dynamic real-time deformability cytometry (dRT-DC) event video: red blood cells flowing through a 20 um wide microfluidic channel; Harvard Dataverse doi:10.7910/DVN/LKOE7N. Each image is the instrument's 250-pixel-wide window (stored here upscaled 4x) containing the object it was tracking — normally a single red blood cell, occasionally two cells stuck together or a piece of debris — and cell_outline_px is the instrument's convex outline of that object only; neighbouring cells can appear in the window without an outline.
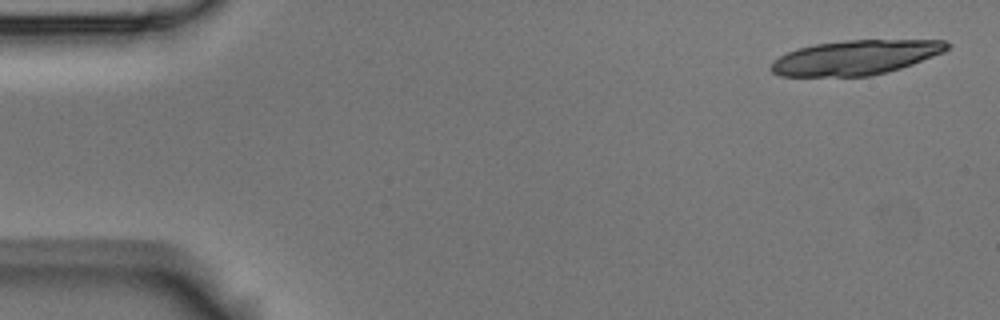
{"species": "Egyptian fruit bat (a non-hibernating species)", "species_latin": "Rousettus aegyptiacus", "temperature_condition": "room temperature", "stored_images_in_passage": 4, "camera_frame_rate_fps": 3000, "um_per_image_px": 0.085, "animal": {"sex": "male"}, "frame": {"image": 1, "passage_image": 1, "time_ms": 0.0, "image_size_px": [1000, 320], "cell_outline_px": [[952, 44], [944, 52], [912, 64], [888, 72], [868, 76], [780, 76], [772, 72], [768, 68], [780, 56], [788, 52], [812, 44], [844, 40], [944, 40]], "centroid_in_image_um": [72.73, 4.88], "position_along_channel_um": 12.3, "area_um2": 35.43}}